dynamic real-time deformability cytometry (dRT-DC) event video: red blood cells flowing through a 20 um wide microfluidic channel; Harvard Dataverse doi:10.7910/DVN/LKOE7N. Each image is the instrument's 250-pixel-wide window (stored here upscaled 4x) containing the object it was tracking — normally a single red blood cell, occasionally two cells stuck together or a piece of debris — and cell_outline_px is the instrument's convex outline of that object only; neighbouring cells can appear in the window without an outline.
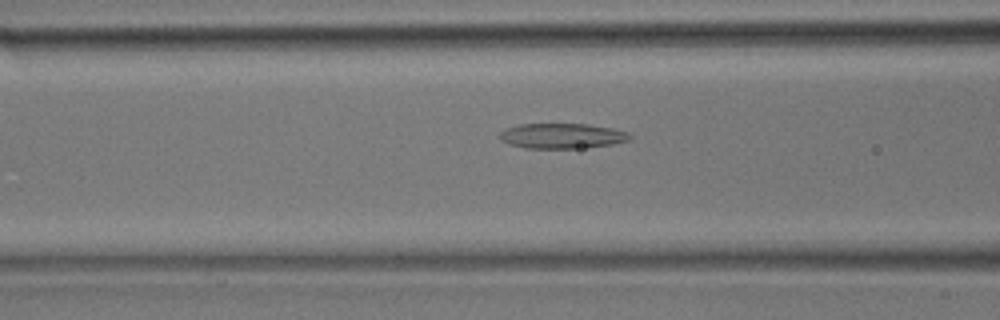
{"species": "common noctule bat (a hibernating species)", "species_latin": "Nyctalus noctula", "temperature_condition": "room temperature", "stored_images_in_passage": 28, "camera_frame_rate_fps": 3000, "um_per_image_px": 0.085, "animal": {"sex": "male", "body_mass_g": 17.9}, "frame": {"image": 1, "passage_image": 5, "time_ms": 1.333, "image_size_px": [1000, 320], "cell_outline_px": [[632, 136], [628, 140], [612, 144], [580, 148], [524, 148], [508, 144], [500, 140], [500, 132], [504, 128], [520, 124], [588, 124], [612, 128], [628, 132]], "centroid_in_image_um": [47.73, 11.55], "position_along_channel_um": 118.9, "area_um2": 19.13}}
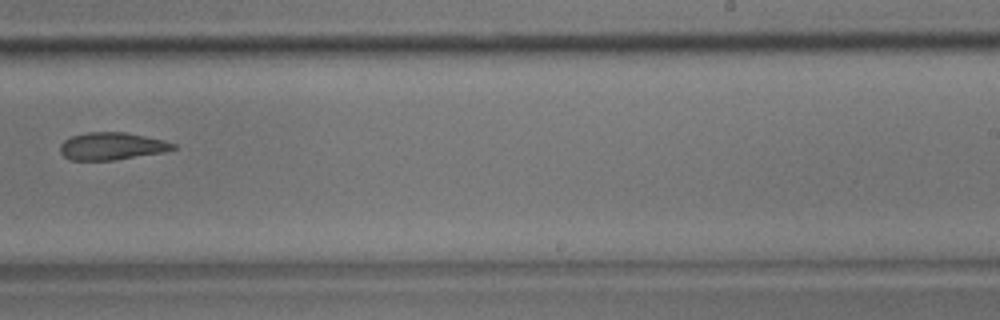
{"frame": {"image": 2, "passage_image": 14, "time_ms": 4.333, "image_size_px": [1000, 320], "cell_outline_px": [[176, 148], [164, 152], [112, 160], [68, 160], [60, 152], [60, 144], [64, 140], [72, 136], [88, 132], [124, 132], [164, 140], [176, 144]], "centroid_in_image_um": [9.48, 12.42], "position_along_channel_um": 279.5, "area_um2": 17.98}}
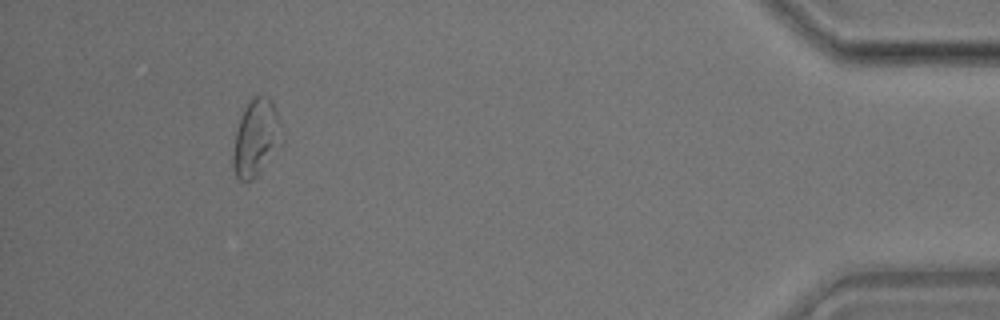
{"frame": {"image": 3, "passage_image": 25, "time_ms": 8.0, "image_size_px": [1000, 320], "cell_outline_px": [[284, 140], [280, 148], [256, 176], [252, 180], [240, 180], [236, 176], [232, 168], [232, 156], [236, 132], [240, 116], [244, 108], [256, 96], [260, 96], [272, 100], [276, 112]], "centroid_in_image_um": [21.76, 11.76], "position_along_channel_um": 413.4, "area_um2": 21.68}}